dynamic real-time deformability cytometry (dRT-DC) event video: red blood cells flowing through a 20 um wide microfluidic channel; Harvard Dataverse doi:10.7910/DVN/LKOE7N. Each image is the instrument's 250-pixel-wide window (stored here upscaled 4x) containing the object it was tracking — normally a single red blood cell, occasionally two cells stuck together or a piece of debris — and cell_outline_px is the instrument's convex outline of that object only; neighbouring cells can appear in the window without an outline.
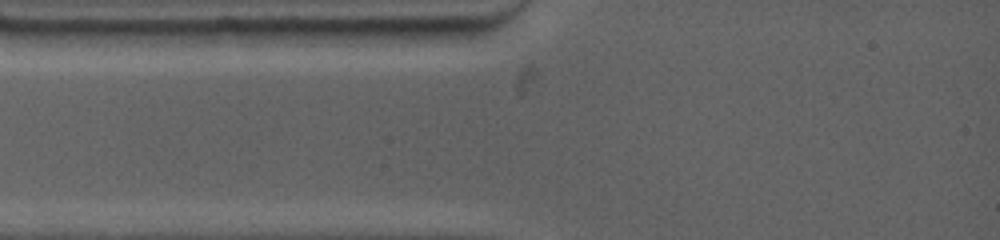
{"species": "common noctule bat (a hibernating species)", "species_latin": "Nyctalus noctula", "temperature_condition": "warm", "stored_images_in_passage": 2, "camera_frame_rate_fps": 4500, "um_per_image_px": 0.085, "animal": {"sex": "female", "body_mass_g": 19.0, "forearm_length_mm": 53.3}, "frame": {"image": 1, "passage_image": 1, "time_ms": 0.0, "image_size_px": [1000, 240], "cell_outline_px": [[164, 32], [156, 48], [52, 48], [44, 44], [32, 28], [140, 28]], "centroid_in_image_um": [8.43, 3.21], "position_along_channel_um": 76.6, "area_um2": 17.11}}